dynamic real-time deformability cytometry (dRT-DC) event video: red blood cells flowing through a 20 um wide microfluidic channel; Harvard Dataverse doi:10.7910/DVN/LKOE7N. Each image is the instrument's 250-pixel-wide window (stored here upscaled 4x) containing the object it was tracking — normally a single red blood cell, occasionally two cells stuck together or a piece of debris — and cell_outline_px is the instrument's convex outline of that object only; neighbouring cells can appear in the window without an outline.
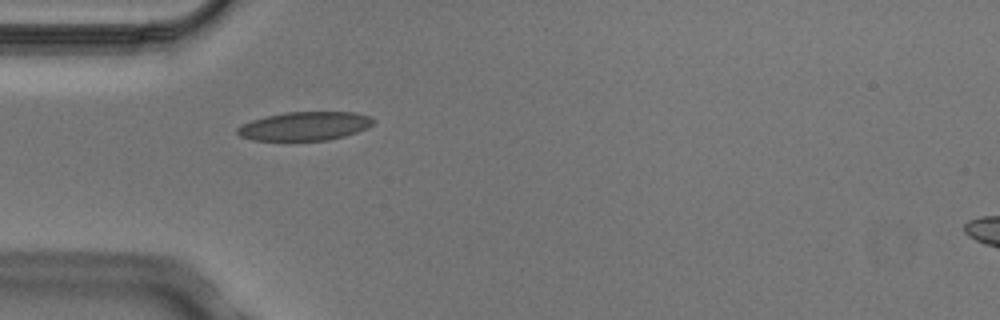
{"species": "Egyptian fruit bat (a non-hibernating species)", "species_latin": "Rousettus aegyptiacus", "temperature_condition": "cold", "stored_images_in_passage": 1, "camera_frame_rate_fps": 3000, "um_per_image_px": 0.085, "animal": {"sex": "male"}, "frame": {"image": 1, "passage_image": 1, "time_ms": 0.0, "image_size_px": [1000, 320], "cell_outline_px": [[376, 120], [368, 128], [344, 136], [328, 140], [252, 140], [240, 136], [236, 132], [236, 128], [252, 120], [264, 116], [284, 112], [356, 112], [372, 116]], "centroid_in_image_um": [25.93, 10.71], "position_along_channel_um": 59.1, "area_um2": 22.83}}